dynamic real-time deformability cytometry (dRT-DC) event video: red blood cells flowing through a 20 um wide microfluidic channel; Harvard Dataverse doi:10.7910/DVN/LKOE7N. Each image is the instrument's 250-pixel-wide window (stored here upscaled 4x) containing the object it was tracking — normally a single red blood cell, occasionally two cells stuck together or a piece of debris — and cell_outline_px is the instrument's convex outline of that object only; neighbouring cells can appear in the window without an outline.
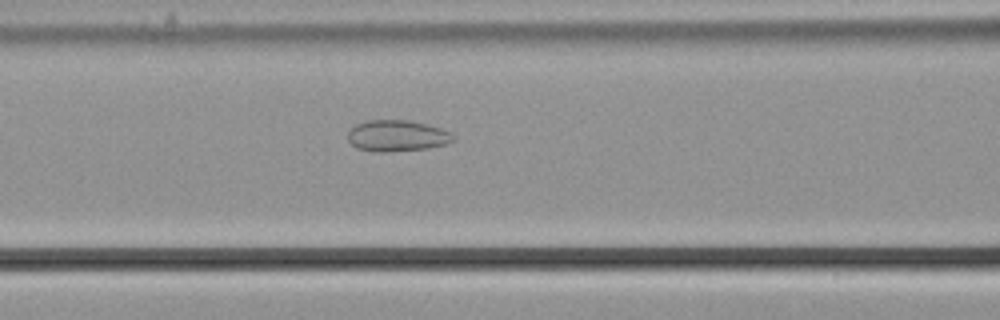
{"species": "common noctule bat (a hibernating species)", "species_latin": "Nyctalus noctula", "temperature_condition": "cold", "stored_images_in_passage": 27, "camera_frame_rate_fps": 3000, "um_per_image_px": 0.085, "animal": {"sex": "male", "body_mass_g": 21.5, "forearm_length_mm": 52.0}, "frame": {"image": 1, "passage_image": 9, "time_ms": 2.667, "image_size_px": [1000, 320], "cell_outline_px": [[456, 140], [448, 144], [428, 148], [384, 152], [376, 152], [356, 148], [348, 140], [348, 128], [364, 120], [408, 120], [428, 124], [452, 132], [456, 136]], "centroid_in_image_um": [33.77, 11.53], "position_along_channel_um": 132.8, "area_um2": 19.59}}
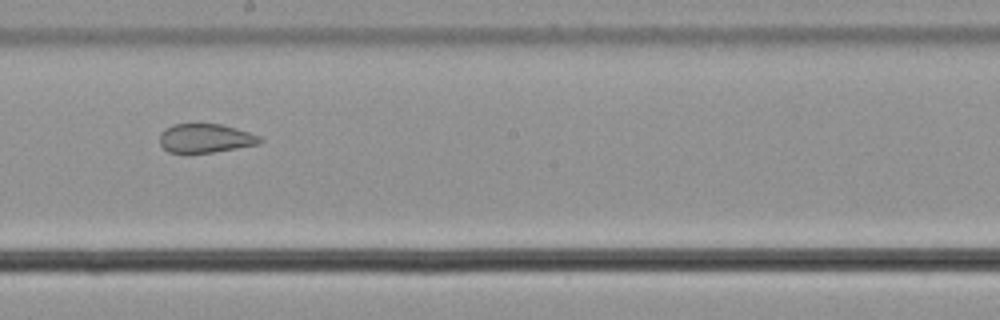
{"frame": {"image": 2, "passage_image": 17, "time_ms": 5.333, "image_size_px": [1000, 320], "cell_outline_px": [[264, 140], [260, 144], [188, 156], [168, 152], [160, 144], [160, 132], [164, 128], [172, 124], [220, 124], [236, 128], [260, 136]], "centroid_in_image_um": [17.41, 11.79], "position_along_channel_um": 230.8, "area_um2": 17.46}}
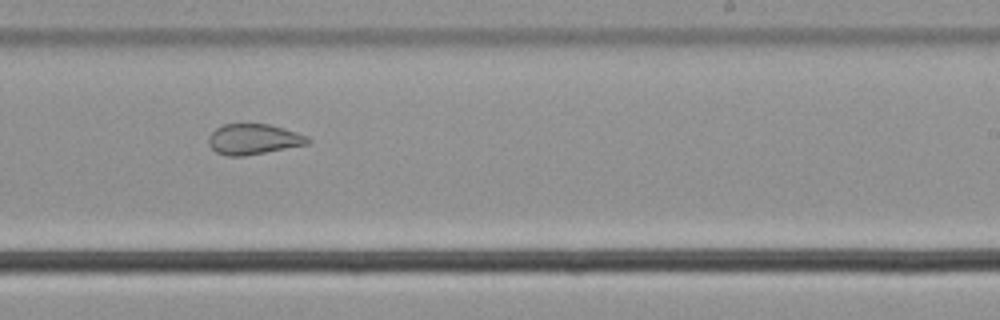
{"frame": {"image": 3, "passage_image": 20, "time_ms": 6.333, "image_size_px": [1000, 320], "cell_outline_px": [[312, 140], [308, 144], [244, 156], [228, 156], [216, 152], [208, 144], [208, 136], [216, 128], [224, 124], [268, 124], [284, 128], [308, 136]], "centroid_in_image_um": [21.55, 11.83], "position_along_channel_um": 267.5, "area_um2": 17.63}}